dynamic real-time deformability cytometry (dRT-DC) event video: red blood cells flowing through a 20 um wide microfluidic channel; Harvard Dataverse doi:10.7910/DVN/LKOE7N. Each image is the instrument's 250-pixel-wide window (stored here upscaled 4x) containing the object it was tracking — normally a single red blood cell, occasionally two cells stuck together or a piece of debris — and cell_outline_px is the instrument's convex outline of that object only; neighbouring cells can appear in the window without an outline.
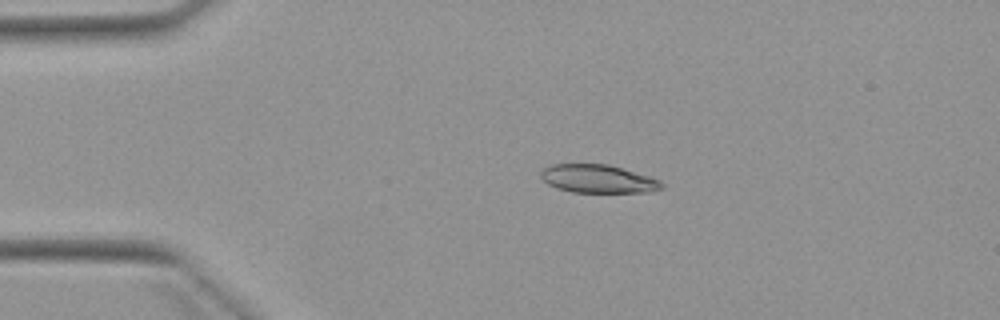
{"species": "Egyptian fruit bat (a non-hibernating species)", "species_latin": "Rousettus aegyptiacus", "temperature_condition": "warm", "stored_images_in_passage": 3, "camera_frame_rate_fps": 3000, "um_per_image_px": 0.085, "animal": {"sex": "female"}, "frame": {"image": 1, "passage_image": 2, "time_ms": 2.333, "image_size_px": [1000, 320], "cell_outline_px": [[664, 188], [652, 192], [572, 192], [556, 188], [548, 184], [540, 176], [540, 172], [548, 164], [608, 164], [648, 176], [660, 180], [664, 184]], "centroid_in_image_um": [50.83, 15.2], "position_along_channel_um": 34.2, "area_um2": 19.94}}